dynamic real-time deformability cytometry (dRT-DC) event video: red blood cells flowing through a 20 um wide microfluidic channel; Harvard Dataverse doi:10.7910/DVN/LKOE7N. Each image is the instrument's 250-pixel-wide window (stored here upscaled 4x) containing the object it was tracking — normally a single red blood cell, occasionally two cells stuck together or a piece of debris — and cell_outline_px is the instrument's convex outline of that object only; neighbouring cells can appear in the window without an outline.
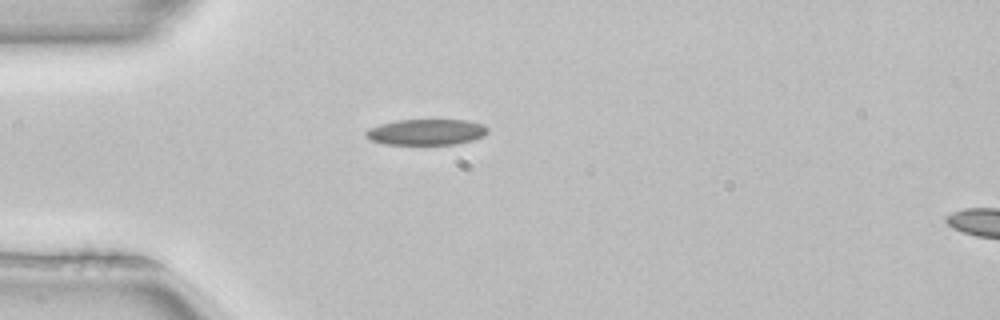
{"species": "common noctule bat (a hibernating species)", "species_latin": "Nyctalus noctula", "temperature_condition": "room temperature", "stored_images_in_passage": 1, "camera_frame_rate_fps": 3000, "um_per_image_px": 0.085, "animal": {"sex": "female", "body_mass_g": 22.7, "forearm_length_mm": 54.2}, "frame": {"image": 1, "passage_image": 1, "time_ms": 0.0, "image_size_px": [1000, 320], "cell_outline_px": [[488, 132], [484, 136], [472, 140], [456, 144], [384, 144], [372, 140], [364, 136], [364, 132], [368, 128], [380, 124], [396, 120], [468, 120], [484, 124], [488, 128]], "centroid_in_image_um": [36.24, 11.22], "position_along_channel_um": 48.8, "area_um2": 18.5}}